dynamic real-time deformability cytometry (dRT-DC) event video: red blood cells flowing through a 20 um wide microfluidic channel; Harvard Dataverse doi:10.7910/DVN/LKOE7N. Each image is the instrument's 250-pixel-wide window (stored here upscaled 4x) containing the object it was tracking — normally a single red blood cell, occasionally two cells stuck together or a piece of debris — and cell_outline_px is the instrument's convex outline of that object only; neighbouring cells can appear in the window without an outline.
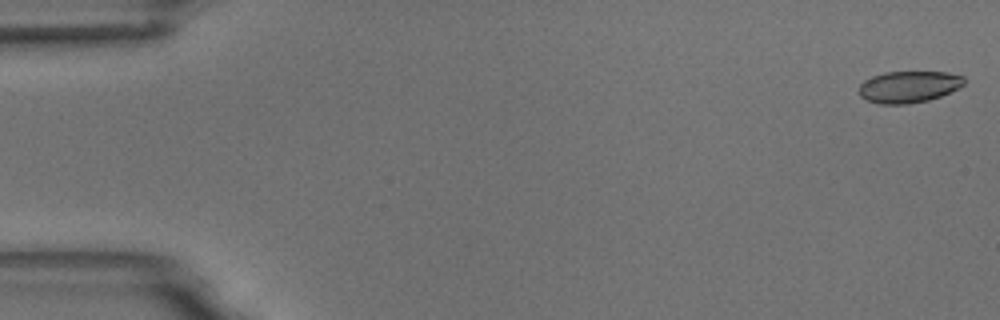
{"species": "common noctule bat (a hibernating species)", "species_latin": "Nyctalus noctula", "temperature_condition": "room temperature", "stored_images_in_passage": 54, "camera_frame_rate_fps": 3000, "um_per_image_px": 0.085, "animal": {"sex": "male", "body_mass_g": 18.8}, "frame": {"image": 1, "passage_image": 1, "time_ms": 0.0, "image_size_px": [1000, 320], "cell_outline_px": [[964, 84], [940, 96], [928, 100], [908, 104], [880, 104], [868, 100], [860, 96], [860, 84], [864, 80], [872, 76], [884, 72], [948, 72], [964, 76]], "centroid_in_image_um": [77.23, 7.37], "position_along_channel_um": 7.8, "area_um2": 19.25}}
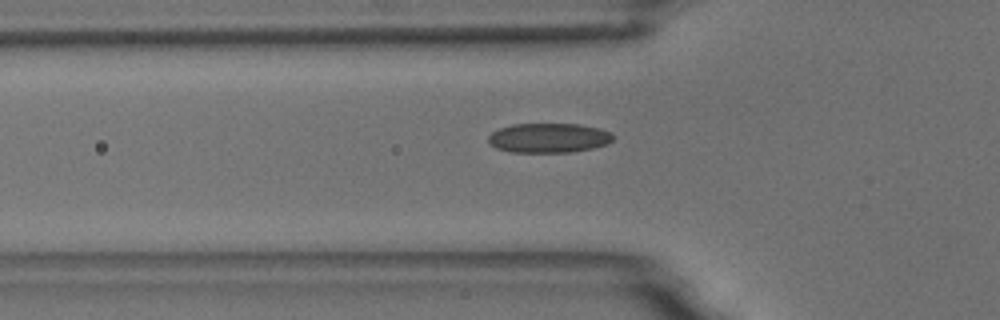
{"frame": {"image": 2, "passage_image": 18, "time_ms": 5.667, "image_size_px": [1000, 320], "cell_outline_px": [[616, 136], [608, 144], [592, 148], [572, 152], [512, 152], [496, 148], [488, 144], [488, 136], [492, 132], [500, 128], [512, 124], [580, 124], [600, 128]], "centroid_in_image_um": [46.64, 11.72], "position_along_channel_um": 79.2, "area_um2": 21.62}}
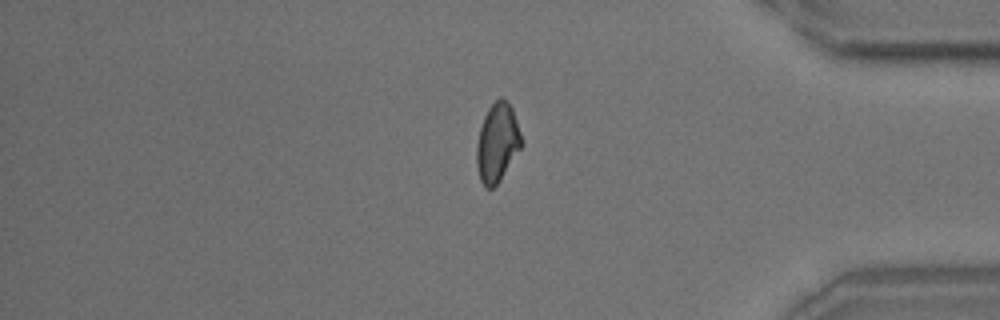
{"frame": {"image": 3, "passage_image": 45, "time_ms": 14.667, "image_size_px": [1000, 320], "cell_outline_px": [[524, 144], [500, 180], [492, 188], [484, 188], [480, 180], [476, 164], [476, 144], [480, 128], [484, 116], [488, 108], [500, 96], [508, 100], [512, 108]], "centroid_in_image_um": [42.27, 12.12], "position_along_channel_um": 392.9, "area_um2": 20.75}, "authors_computed_cell_mechanics": {"area_um2": 20.5768, "velocity_mm_per_s": 3.7525, "shape_relaxation_time_tau1_ms": 6.0316, "shape_relaxation_time_tau2_ms": 1.542, "deformation_change_tau1": 0.1312, "deformation_change_tau2": 0.0767}}